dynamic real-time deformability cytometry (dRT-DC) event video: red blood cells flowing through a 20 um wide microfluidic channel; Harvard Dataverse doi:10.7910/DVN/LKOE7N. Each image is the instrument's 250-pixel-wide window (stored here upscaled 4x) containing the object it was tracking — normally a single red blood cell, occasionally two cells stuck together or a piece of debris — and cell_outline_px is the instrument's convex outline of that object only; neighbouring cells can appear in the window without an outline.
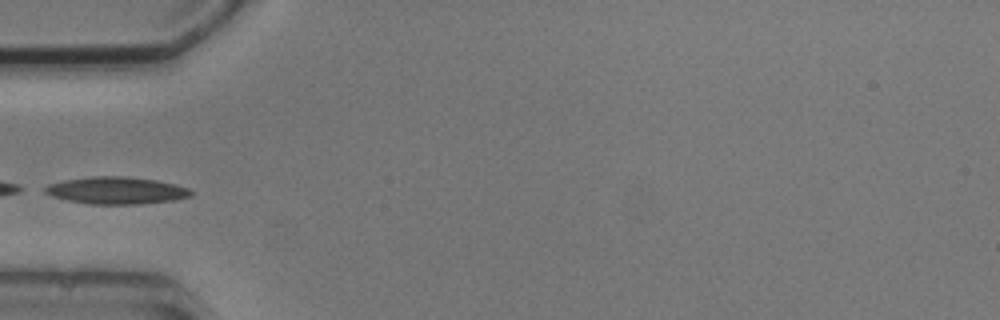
{"species": "common noctule bat (a hibernating species)", "species_latin": "Nyctalus noctula", "temperature_condition": "cold", "stored_images_in_passage": 6, "camera_frame_rate_fps": 3000, "um_per_image_px": 0.085, "animal": {"sex": "male", "body_mass_g": 20.5, "forearm_length_mm": 52.5}, "frame": {"image": 1, "passage_image": 5, "time_ms": 4.667, "image_size_px": [1000, 320], "cell_outline_px": [[192, 196], [172, 200], [140, 204], [88, 204], [68, 200], [52, 196], [44, 192], [40, 188], [48, 184], [64, 180], [92, 176], [124, 176], [156, 180], [176, 184], [188, 188], [192, 192]], "centroid_in_image_um": [9.85, 16.18], "position_along_channel_um": 75.1, "area_um2": 23.18}}